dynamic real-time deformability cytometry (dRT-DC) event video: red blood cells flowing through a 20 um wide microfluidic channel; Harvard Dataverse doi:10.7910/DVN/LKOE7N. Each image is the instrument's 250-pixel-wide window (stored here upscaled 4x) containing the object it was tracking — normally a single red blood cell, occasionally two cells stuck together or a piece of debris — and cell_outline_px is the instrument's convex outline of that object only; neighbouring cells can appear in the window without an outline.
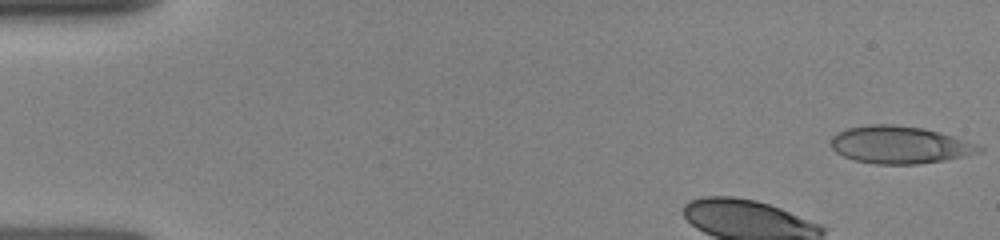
{"species": "human", "species_latin": "Homo sapiens", "temperature_condition": "room temperature", "stored_images_in_passage": 14, "camera_frame_rate_fps": 3000, "um_per_image_px": 0.085, "donor": {"sex": "female"}, "frame": {"image": 1, "passage_image": 1, "time_ms": 0.0, "image_size_px": [1000, 240], "cell_outline_px": [[984, 152], [944, 160], [916, 164], [876, 164], [856, 160], [844, 156], [836, 152], [832, 148], [832, 136], [836, 132], [848, 128], [868, 124], [892, 124], [924, 128], [940, 132], [980, 144], [984, 148]], "centroid_in_image_um": [76.52, 12.3], "position_along_channel_um": 8.5, "area_um2": 32.48}}
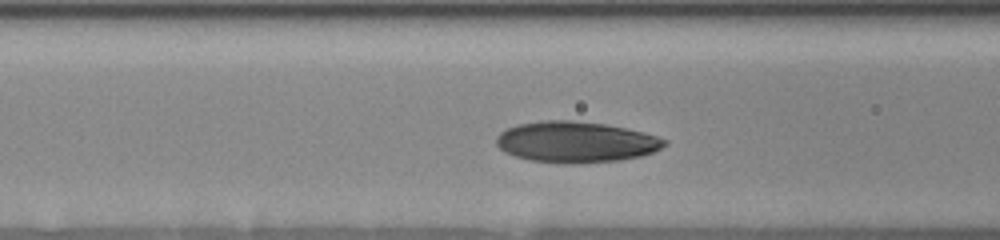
{"frame": {"image": 2, "passage_image": 10, "time_ms": 4.667, "image_size_px": [1000, 240], "cell_outline_px": [[668, 144], [652, 152], [640, 156], [620, 160], [576, 164], [564, 164], [532, 160], [516, 156], [504, 152], [496, 144], [496, 136], [500, 132], [508, 128], [520, 124], [540, 120], [572, 120], [608, 124], [644, 132], [668, 140]], "centroid_in_image_um": [48.96, 12.06], "position_along_channel_um": 117.6, "area_um2": 40.34}}
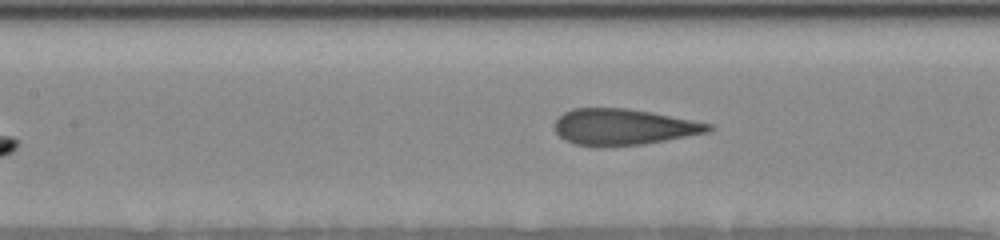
{"frame": {"image": 3, "passage_image": 14, "time_ms": 7.0, "image_size_px": [1000, 240], "cell_outline_px": [[716, 128], [708, 132], [644, 144], [600, 148], [596, 148], [576, 144], [564, 140], [556, 132], [556, 120], [564, 112], [572, 108], [628, 108], [712, 124]], "centroid_in_image_um": [52.97, 10.81], "position_along_channel_um": 154.4, "area_um2": 32.48}}